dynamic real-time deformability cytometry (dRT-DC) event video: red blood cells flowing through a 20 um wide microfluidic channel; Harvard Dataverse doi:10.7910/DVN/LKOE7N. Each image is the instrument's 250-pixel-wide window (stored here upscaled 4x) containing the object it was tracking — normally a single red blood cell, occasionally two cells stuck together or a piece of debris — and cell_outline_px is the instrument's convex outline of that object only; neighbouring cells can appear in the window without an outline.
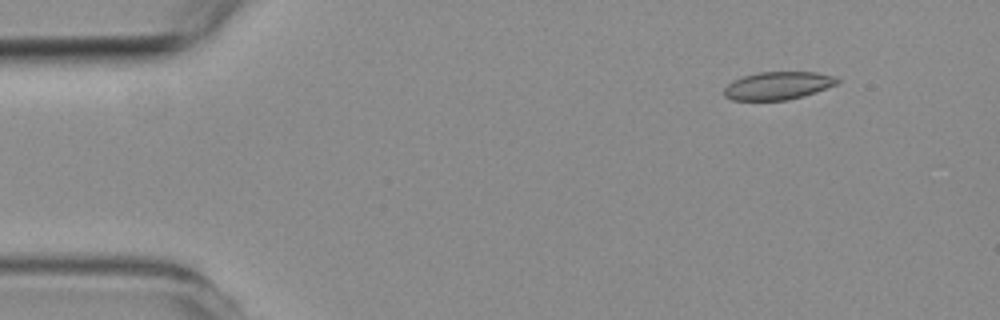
{"species": "common noctule bat (a hibernating species)", "species_latin": "Nyctalus noctula", "temperature_condition": "room temperature", "stored_images_in_passage": 6, "camera_frame_rate_fps": 3000, "um_per_image_px": 0.085, "animal": {"sex": "female", "body_mass_g": 19.3, "forearm_length_mm": 54.1}, "frame": {"image": 1, "passage_image": 1, "time_ms": 0.0, "image_size_px": [1000, 320], "cell_outline_px": [[840, 80], [836, 84], [788, 100], [732, 100], [724, 96], [724, 88], [732, 80], [756, 72], [816, 72], [836, 76]], "centroid_in_image_um": [66.07, 7.27], "position_along_channel_um": 18.9, "area_um2": 18.21}}
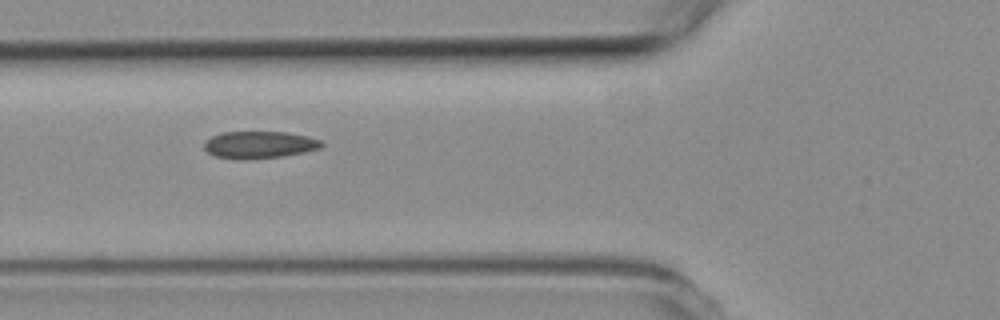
{"frame": {"image": 2, "passage_image": 4, "time_ms": 4.333, "image_size_px": [1000, 320], "cell_outline_px": [[324, 144], [320, 148], [304, 152], [284, 156], [244, 160], [216, 156], [208, 152], [204, 148], [204, 144], [212, 136], [220, 132], [288, 132], [308, 136], [320, 140]], "centroid_in_image_um": [22.07, 12.3], "position_along_channel_um": 103.7, "area_um2": 18.55}}
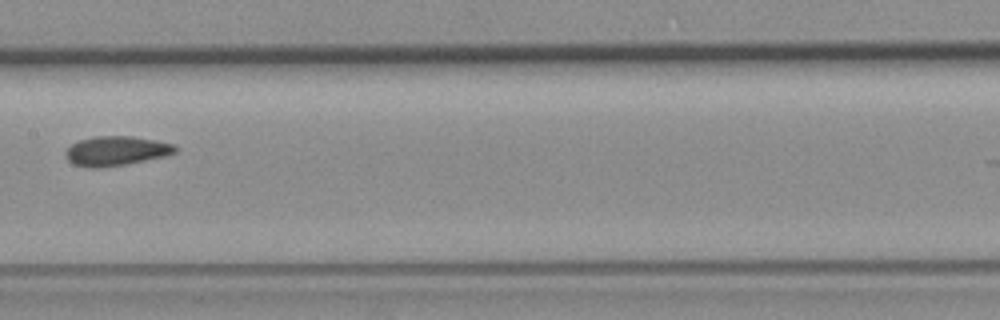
{"frame": {"image": 3, "passage_image": 6, "time_ms": 6.667, "image_size_px": [1000, 320], "cell_outline_px": [[176, 152], [164, 156], [124, 164], [100, 168], [88, 168], [72, 164], [64, 156], [64, 152], [72, 144], [80, 140], [92, 136], [132, 136], [172, 144], [176, 148]], "centroid_in_image_um": [9.79, 12.83], "position_along_channel_um": 197.6, "area_um2": 18.67}}